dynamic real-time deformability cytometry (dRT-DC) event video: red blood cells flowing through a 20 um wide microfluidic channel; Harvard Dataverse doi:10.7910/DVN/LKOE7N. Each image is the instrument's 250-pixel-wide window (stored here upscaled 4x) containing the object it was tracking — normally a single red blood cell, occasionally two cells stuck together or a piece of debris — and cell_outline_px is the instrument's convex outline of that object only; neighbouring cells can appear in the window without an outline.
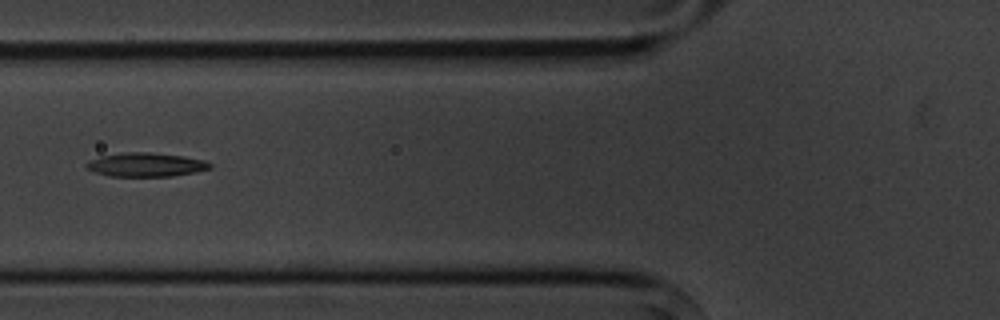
{"species": "common noctule bat (a hibernating species)", "species_latin": "Nyctalus noctula", "temperature_condition": "cold", "stored_images_in_passage": 7, "camera_frame_rate_fps": 3000, "um_per_image_px": 0.085, "animal": {"sex": "male", "body_mass_g": 20.1, "forearm_length_mm": 53.5}, "frame": {"image": 1, "passage_image": 7, "time_ms": 7.0, "image_size_px": [1000, 320], "cell_outline_px": [[212, 168], [196, 172], [172, 176], [108, 176], [96, 172], [88, 168], [84, 164], [88, 160], [100, 156], [124, 152], [152, 152], [184, 156], [204, 160], [212, 164]], "centroid_in_image_um": [12.41, 13.99], "position_along_channel_um": 113.4, "area_um2": 17.28}}